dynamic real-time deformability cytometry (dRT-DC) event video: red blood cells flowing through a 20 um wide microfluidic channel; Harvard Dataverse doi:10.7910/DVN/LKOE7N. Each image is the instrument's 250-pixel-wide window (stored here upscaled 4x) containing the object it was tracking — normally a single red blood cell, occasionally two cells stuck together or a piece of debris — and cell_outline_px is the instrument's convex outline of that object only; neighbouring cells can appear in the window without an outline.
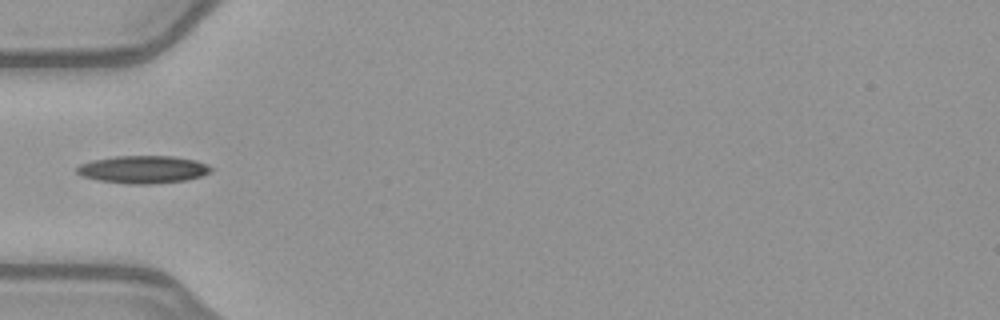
{"species": "common noctule bat (a hibernating species)", "species_latin": "Nyctalus noctula", "temperature_condition": "warm", "stored_images_in_passage": 31, "camera_frame_rate_fps": 3000, "um_per_image_px": 0.085, "animal": {"sex": "female", "body_mass_g": 21.9}, "frame": {"image": 1, "passage_image": 1, "time_ms": 0.0, "image_size_px": [1000, 320], "cell_outline_px": [[212, 172], [200, 176], [184, 180], [152, 184], [132, 184], [100, 180], [80, 176], [76, 172], [76, 168], [80, 164], [92, 160], [116, 156], [172, 156], [196, 160], [208, 164], [212, 168]], "centroid_in_image_um": [12.16, 14.4], "position_along_channel_um": 72.8, "area_um2": 21.56}}
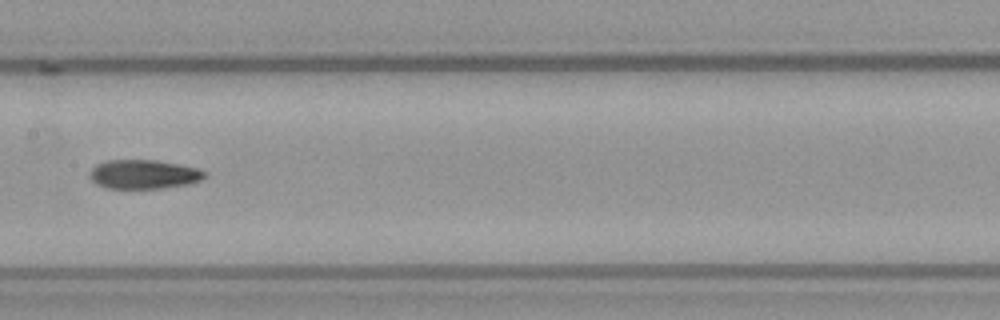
{"frame": {"image": 2, "passage_image": 10, "time_ms": 3.0, "image_size_px": [1000, 320], "cell_outline_px": [[208, 176], [200, 180], [188, 184], [160, 188], [108, 188], [96, 184], [88, 176], [88, 172], [96, 164], [108, 160], [156, 160], [180, 164], [196, 168], [208, 172]], "centroid_in_image_um": [12.22, 14.81], "position_along_channel_um": 195.2, "area_um2": 19.59}}
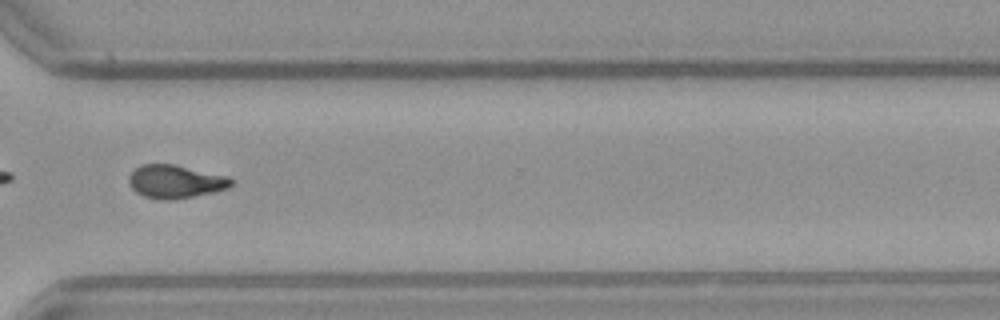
{"frame": {"image": 3, "passage_image": 22, "time_ms": 7.0, "image_size_px": [1000, 320], "cell_outline_px": [[236, 180], [228, 188], [212, 192], [172, 200], [164, 200], [144, 196], [136, 192], [128, 184], [128, 176], [140, 164], [176, 164], [228, 176]], "centroid_in_image_um": [14.91, 15.42], "position_along_channel_um": 355.7, "area_um2": 19.94}}